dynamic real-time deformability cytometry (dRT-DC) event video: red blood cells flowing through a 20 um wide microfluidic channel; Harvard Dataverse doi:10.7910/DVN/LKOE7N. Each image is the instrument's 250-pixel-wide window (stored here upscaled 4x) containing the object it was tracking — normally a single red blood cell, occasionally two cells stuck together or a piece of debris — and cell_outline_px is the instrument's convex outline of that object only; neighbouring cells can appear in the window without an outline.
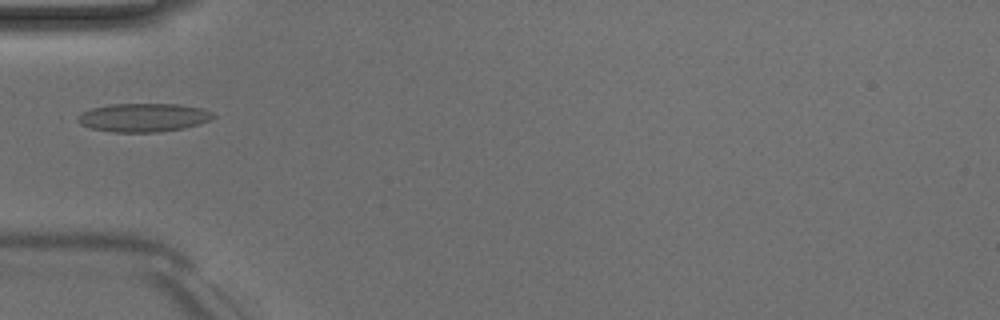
{"species": "Egyptian fruit bat (a non-hibernating species)", "species_latin": "Rousettus aegyptiacus", "temperature_condition": "room temperature", "stored_images_in_passage": 5, "camera_frame_rate_fps": 3000, "um_per_image_px": 0.085, "animal": {"sex": "male"}, "frame": {"image": 1, "passage_image": 5, "time_ms": 5.0, "image_size_px": [1000, 320], "cell_outline_px": [[216, 116], [212, 120], [200, 124], [184, 128], [160, 132], [112, 132], [88, 128], [80, 124], [76, 120], [76, 116], [80, 112], [92, 108], [108, 104], [180, 104], [200, 108], [212, 112]], "centroid_in_image_um": [12.16, 9.99], "position_along_channel_um": 72.8, "area_um2": 22.89}}